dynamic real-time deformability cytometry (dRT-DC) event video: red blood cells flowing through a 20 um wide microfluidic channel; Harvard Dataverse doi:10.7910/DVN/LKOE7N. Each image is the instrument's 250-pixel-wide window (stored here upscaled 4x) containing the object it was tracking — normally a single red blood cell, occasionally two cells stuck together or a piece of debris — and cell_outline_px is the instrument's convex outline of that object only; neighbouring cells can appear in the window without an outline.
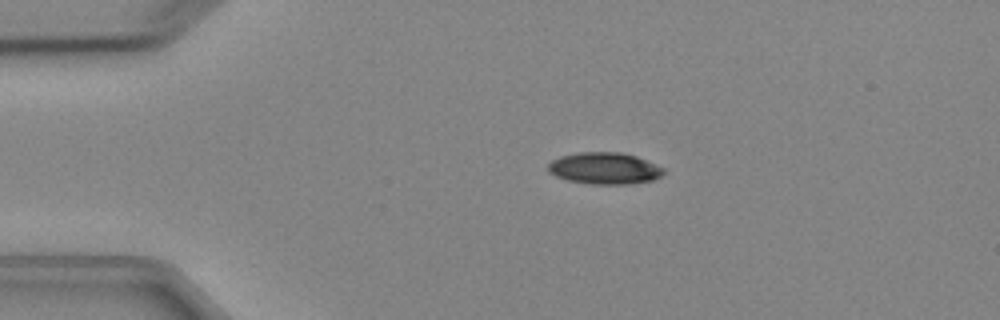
{"species": "Egyptian fruit bat (a non-hibernating species)", "species_latin": "Rousettus aegyptiacus", "temperature_condition": "cold", "stored_images_in_passage": 2, "camera_frame_rate_fps": 3000, "um_per_image_px": 0.085, "animal": {"sex": "female"}, "frame": {"image": 1, "passage_image": 1, "time_ms": 0.0, "image_size_px": [1000, 320], "cell_outline_px": [[664, 172], [660, 176], [652, 180], [628, 184], [588, 184], [568, 180], [556, 176], [548, 172], [548, 164], [552, 160], [560, 156], [580, 152], [620, 152], [636, 156], [664, 168]], "centroid_in_image_um": [51.36, 14.31], "position_along_channel_um": 33.6, "area_um2": 21.27}}